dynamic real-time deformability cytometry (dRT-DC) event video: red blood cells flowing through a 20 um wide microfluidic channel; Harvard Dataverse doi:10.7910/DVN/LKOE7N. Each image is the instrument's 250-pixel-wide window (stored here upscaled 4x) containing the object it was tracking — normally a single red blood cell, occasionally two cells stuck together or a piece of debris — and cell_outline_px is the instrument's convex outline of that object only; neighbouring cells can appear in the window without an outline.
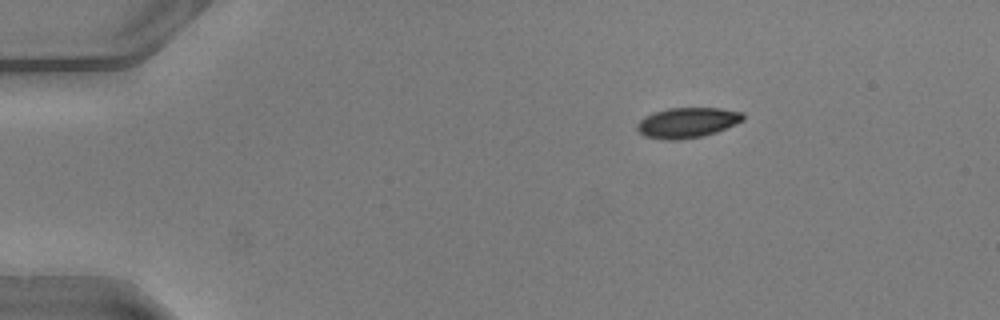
{"species": "common noctule bat (a hibernating species)", "species_latin": "Nyctalus noctula", "temperature_condition": "warm", "stored_images_in_passage": 43, "camera_frame_rate_fps": 3000, "um_per_image_px": 0.085, "animal": {"sex": "male", "body_mass_g": 20.5, "forearm_length_mm": 52.5}, "frame": {"image": 1, "passage_image": 1, "time_ms": 0.0, "image_size_px": [1000, 320], "cell_outline_px": [[744, 120], [716, 132], [700, 136], [676, 140], [668, 140], [644, 136], [636, 128], [636, 124], [644, 116], [652, 112], [668, 108], [720, 108], [740, 112], [744, 116]], "centroid_in_image_um": [58.37, 10.41], "position_along_channel_um": 26.6, "area_um2": 18.55}}
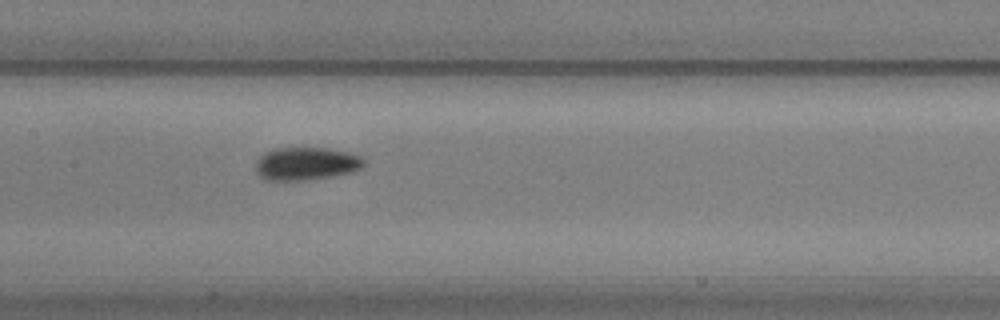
{"frame": {"image": 2, "passage_image": 18, "time_ms": 5.667, "image_size_px": [1000, 320], "cell_outline_px": [[364, 164], [360, 168], [352, 172], [332, 176], [304, 180], [264, 180], [256, 172], [256, 160], [260, 156], [276, 148], [324, 148], [348, 152], [360, 156], [364, 160]], "centroid_in_image_um": [26.01, 13.92], "position_along_channel_um": 181.4, "area_um2": 20.58}}
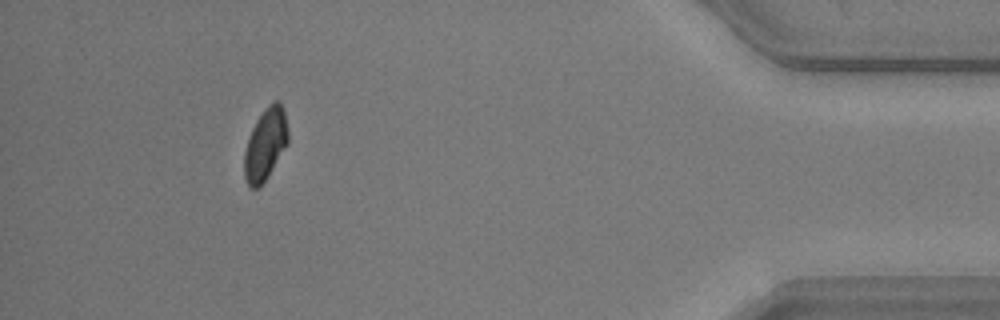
{"frame": {"image": 3, "passage_image": 39, "time_ms": 12.667, "image_size_px": [1000, 320], "cell_outline_px": [[288, 144], [264, 180], [256, 188], [252, 188], [248, 184], [244, 176], [244, 152], [252, 128], [256, 120], [264, 108], [272, 100], [280, 100], [284, 112], [288, 132]], "centroid_in_image_um": [22.56, 12.2], "position_along_channel_um": 412.6, "area_um2": 18.09}, "authors_computed_cell_mechanics": {"area_um2": 19.2474, "velocity_mm_per_s": 4.0785, "shape_relaxation_time_tau1_ms": 1.9188, "shape_relaxation_time_tau2_ms": null, "deformation_change_tau1": 0.0855, "deformation_change_tau2": null}}